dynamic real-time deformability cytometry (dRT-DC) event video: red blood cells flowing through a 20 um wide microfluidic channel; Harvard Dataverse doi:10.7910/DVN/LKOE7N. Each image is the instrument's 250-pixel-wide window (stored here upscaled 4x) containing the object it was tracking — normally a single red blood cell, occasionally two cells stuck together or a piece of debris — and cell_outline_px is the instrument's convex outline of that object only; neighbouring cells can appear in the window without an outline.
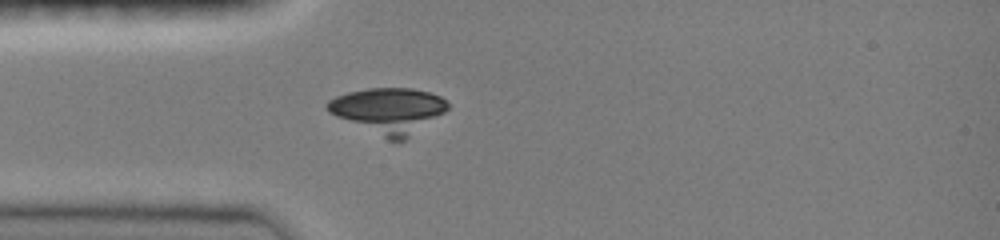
{"species": "common noctule bat (a hibernating species)", "species_latin": "Nyctalus noctula", "temperature_condition": "room temperature", "stored_images_in_passage": 50, "camera_frame_rate_fps": 3000, "um_per_image_px": 0.085, "animal": {"sex": "female", "body_mass_g": 19.0, "forearm_length_mm": 51.5}, "frame": {"image": 1, "passage_image": 15, "time_ms": 4.667, "image_size_px": [1000, 240], "cell_outline_px": [[448, 108], [444, 112], [404, 140], [388, 140], [336, 116], [324, 104], [328, 100], [336, 96], [348, 92], [368, 88], [412, 88], [428, 92], [440, 96], [448, 104]], "centroid_in_image_um": [33.01, 9.38], "position_along_channel_um": 52.0, "area_um2": 31.33}}
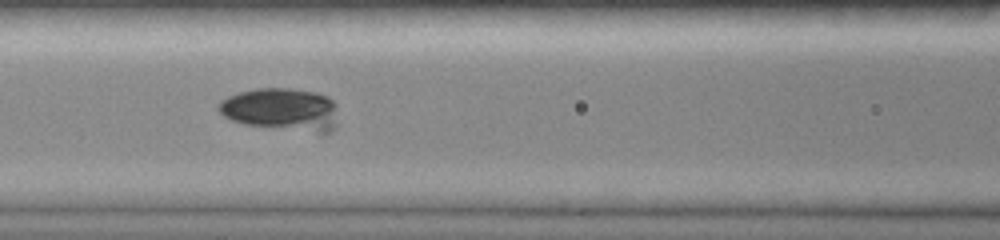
{"frame": {"image": 2, "passage_image": 22, "time_ms": 7.0, "image_size_px": [1000, 240], "cell_outline_px": [[336, 128], [332, 132], [316, 132], [244, 124], [232, 120], [224, 116], [220, 112], [216, 104], [220, 100], [228, 96], [240, 92], [256, 88], [292, 88], [316, 92], [328, 96], [336, 104]], "centroid_in_image_um": [23.92, 9.28], "position_along_channel_um": 142.7, "area_um2": 29.82}}
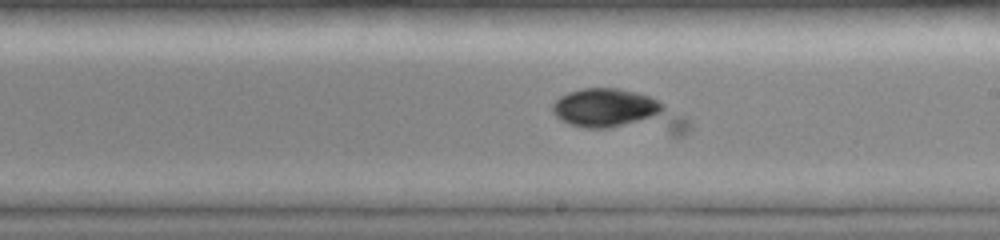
{"frame": {"image": 3, "passage_image": 29, "time_ms": 9.333, "image_size_px": [1000, 240], "cell_outline_px": [[688, 132], [684, 136], [672, 136], [584, 128], [568, 124], [556, 116], [552, 112], [552, 104], [560, 96], [568, 92], [580, 88], [616, 88], [636, 92], [648, 96], [664, 104], [684, 116], [688, 120]], "centroid_in_image_um": [52.61, 9.54], "position_along_channel_um": 236.4, "area_um2": 33.93}}